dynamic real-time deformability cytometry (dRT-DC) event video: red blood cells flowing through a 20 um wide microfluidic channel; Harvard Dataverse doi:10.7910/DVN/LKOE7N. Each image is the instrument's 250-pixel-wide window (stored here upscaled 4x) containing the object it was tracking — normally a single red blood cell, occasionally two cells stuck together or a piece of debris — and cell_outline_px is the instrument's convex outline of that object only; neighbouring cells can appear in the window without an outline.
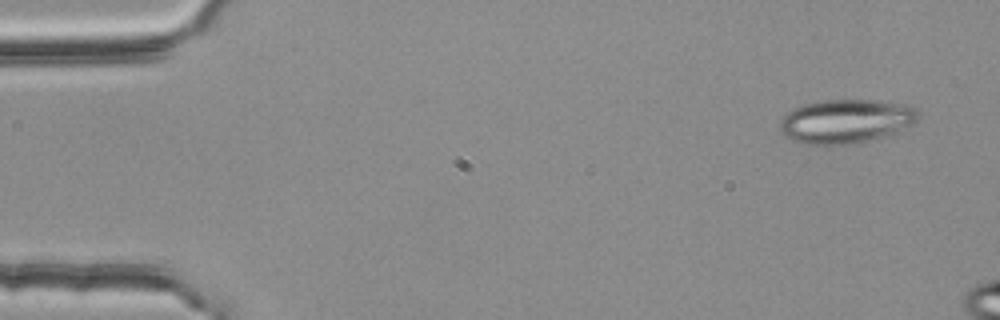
{"species": "common noctule bat (a hibernating species)", "species_latin": "Nyctalus noctula", "temperature_condition": "room temperature", "stored_images_in_passage": 5, "camera_frame_rate_fps": 3000, "um_per_image_px": 0.085, "animal": {"sex": "female", "body_mass_g": 25.1}, "frame": {"image": 1, "passage_image": 1, "time_ms": 0.0, "image_size_px": [1000, 320], "cell_outline_px": [[920, 116], [912, 124], [888, 136], [852, 144], [808, 144], [792, 140], [780, 132], [780, 120], [788, 112], [804, 104], [824, 100], [876, 100], [912, 104], [920, 112]], "centroid_in_image_um": [71.96, 10.29], "position_along_channel_um": 13.0, "area_um2": 35.6}}
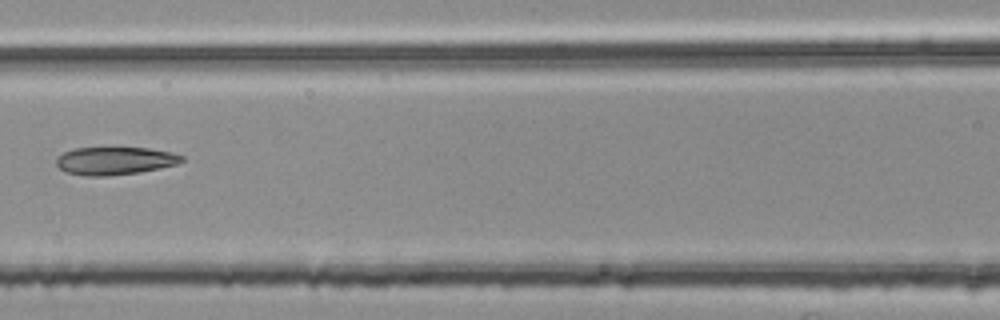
{"frame": {"image": 2, "passage_image": 5, "time_ms": 1.333, "image_size_px": [1000, 320], "cell_outline_px": [[184, 160], [176, 164], [160, 168], [140, 172], [108, 176], [84, 176], [64, 172], [56, 164], [56, 156], [72, 148], [112, 144], [148, 148], [172, 152], [184, 156]], "centroid_in_image_um": [9.72, 13.61], "position_along_channel_um": 156.9, "area_um2": 21.62}}